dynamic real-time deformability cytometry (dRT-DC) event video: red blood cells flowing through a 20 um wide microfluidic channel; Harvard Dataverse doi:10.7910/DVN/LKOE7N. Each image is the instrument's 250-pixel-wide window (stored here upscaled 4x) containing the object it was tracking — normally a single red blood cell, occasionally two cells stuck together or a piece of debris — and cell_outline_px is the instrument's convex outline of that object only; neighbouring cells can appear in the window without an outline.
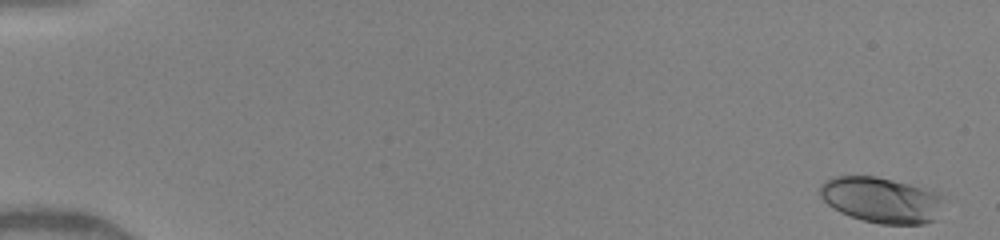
{"species": "human", "species_latin": "Homo sapiens", "temperature_condition": "warm", "stored_images_in_passage": 30, "camera_frame_rate_fps": 3000, "um_per_image_px": 0.085, "donor": {"sex": "female"}, "frame": {"image": 1, "passage_image": 1, "time_ms": 0.0, "image_size_px": [1000, 240], "cell_outline_px": [[944, 196], [936, 220], [924, 224], [880, 224], [864, 220], [840, 212], [828, 204], [820, 196], [820, 188], [828, 180], [836, 176], [876, 176], [908, 184]], "centroid_in_image_um": [74.92, 17.01], "position_along_channel_um": 10.1, "area_um2": 32.37}}
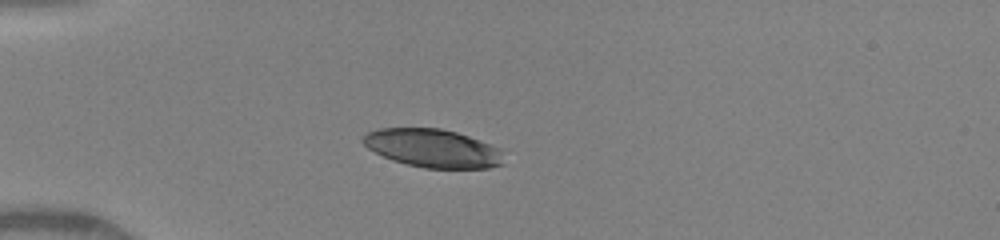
{"frame": {"image": 2, "passage_image": 15, "time_ms": 4.333, "image_size_px": [1000, 240], "cell_outline_px": [[504, 164], [488, 168], [424, 168], [392, 160], [368, 148], [360, 140], [368, 132], [380, 128], [440, 128], [456, 132], [468, 136], [488, 144], [496, 148], [500, 152]], "centroid_in_image_um": [36.75, 12.6], "position_along_channel_um": 48.2, "area_um2": 30.98}}
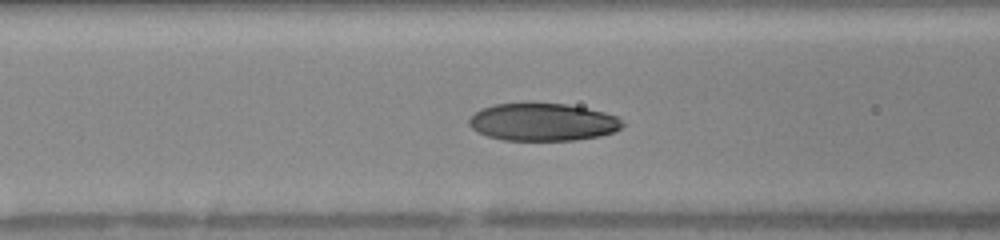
{"frame": {"image": 3, "passage_image": 22, "time_ms": 6.667, "image_size_px": [1000, 240], "cell_outline_px": [[628, 124], [616, 132], [600, 136], [576, 140], [504, 140], [488, 136], [472, 128], [468, 124], [468, 120], [476, 112], [484, 108], [496, 104], [528, 100], [568, 104], [588, 108], [604, 112], [616, 116]], "centroid_in_image_um": [46.19, 10.34], "position_along_channel_um": 120.4, "area_um2": 34.56}}